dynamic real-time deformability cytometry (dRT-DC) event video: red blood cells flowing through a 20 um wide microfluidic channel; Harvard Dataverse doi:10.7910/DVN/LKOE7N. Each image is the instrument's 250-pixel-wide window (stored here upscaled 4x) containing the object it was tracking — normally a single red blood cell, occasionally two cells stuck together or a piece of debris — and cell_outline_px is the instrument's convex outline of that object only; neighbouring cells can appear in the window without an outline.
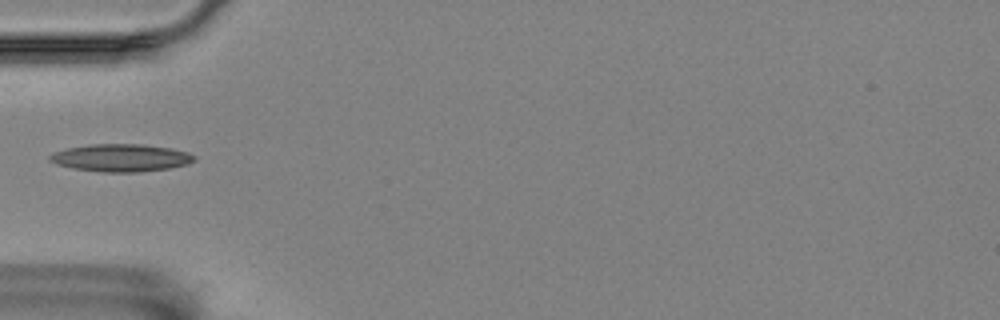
{"species": "Egyptian fruit bat (a non-hibernating species)", "species_latin": "Rousettus aegyptiacus", "temperature_condition": "room temperature", "stored_images_in_passage": 5, "camera_frame_rate_fps": 3000, "um_per_image_px": 0.085, "animal": {"sex": "female"}, "frame": {"image": 1, "passage_image": 5, "time_ms": 1.333, "image_size_px": [1000, 320], "cell_outline_px": [[196, 160], [188, 164], [172, 168], [140, 172], [104, 172], [72, 168], [56, 164], [48, 160], [48, 156], [52, 152], [68, 148], [88, 144], [144, 144], [172, 148], [188, 152], [196, 156]], "centroid_in_image_um": [10.3, 13.41], "position_along_channel_um": 74.7, "area_um2": 23.52}}